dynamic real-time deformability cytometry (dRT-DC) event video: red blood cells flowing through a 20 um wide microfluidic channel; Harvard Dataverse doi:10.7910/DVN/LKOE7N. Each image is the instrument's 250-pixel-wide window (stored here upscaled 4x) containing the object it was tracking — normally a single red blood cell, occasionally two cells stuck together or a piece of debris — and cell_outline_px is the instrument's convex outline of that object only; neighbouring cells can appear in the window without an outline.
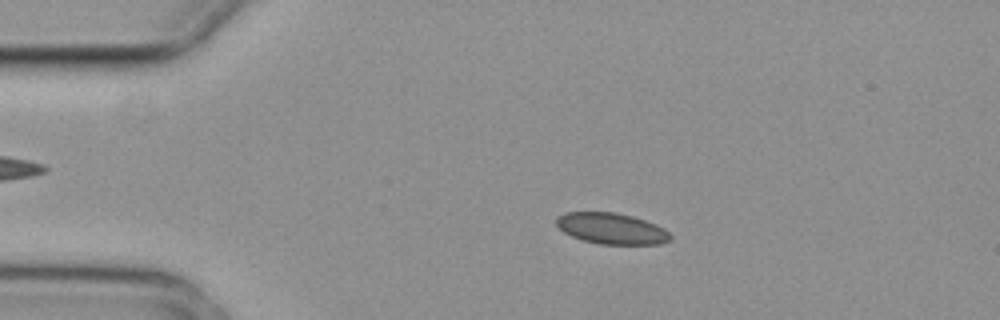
{"species": "common noctule bat (a hibernating species)", "species_latin": "Nyctalus noctula", "temperature_condition": "cold", "stored_images_in_passage": 6, "camera_frame_rate_fps": 3000, "um_per_image_px": 0.085, "animal": {"sex": "female", "body_mass_g": 29.2, "forearm_length_mm": 56.3}, "frame": {"image": 1, "passage_image": 3, "time_ms": 0.667, "image_size_px": [1000, 320], "cell_outline_px": [[672, 240], [660, 244], [600, 244], [584, 240], [572, 236], [564, 232], [556, 224], [556, 216], [564, 212], [616, 212], [632, 216], [656, 224], [664, 228], [672, 236]], "centroid_in_image_um": [51.99, 19.42], "position_along_channel_um": 33.0, "area_um2": 20.69}}
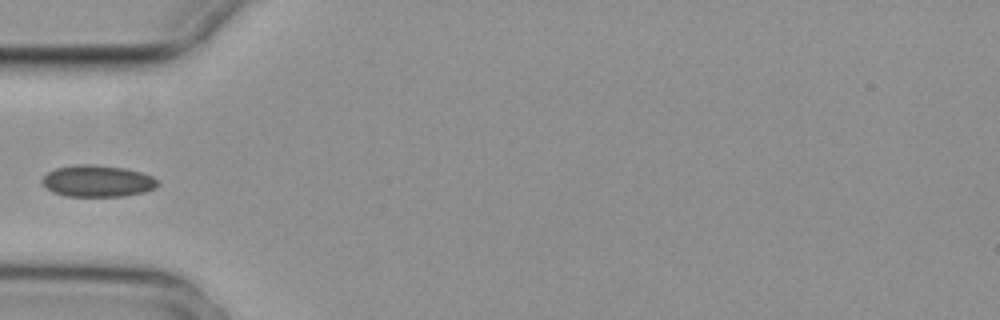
{"frame": {"image": 2, "passage_image": 5, "time_ms": 1.333, "image_size_px": [1000, 320], "cell_outline_px": [[160, 184], [156, 188], [144, 192], [124, 196], [64, 196], [52, 192], [40, 180], [48, 172], [56, 168], [76, 164], [92, 164], [124, 168], [140, 172], [152, 176], [160, 180]], "centroid_in_image_um": [8.32, 15.39], "position_along_channel_um": 76.7, "area_um2": 21.44}}
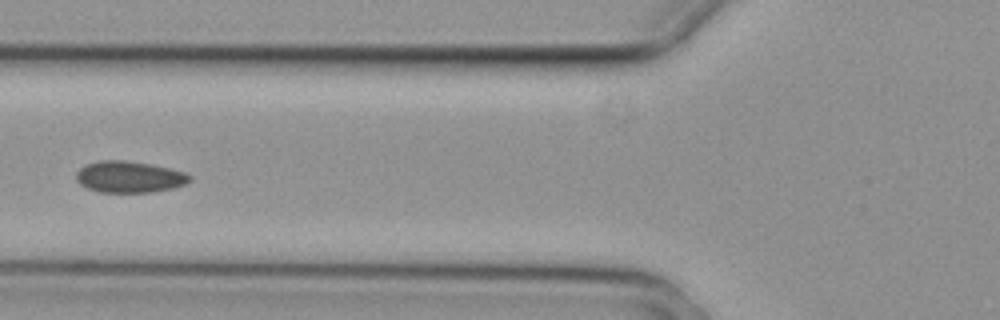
{"frame": {"image": 3, "passage_image": 6, "time_ms": 1.667, "image_size_px": [1000, 320], "cell_outline_px": [[192, 180], [184, 184], [172, 188], [152, 192], [100, 192], [88, 188], [80, 184], [76, 180], [76, 172], [84, 164], [100, 160], [124, 160], [152, 164], [184, 172], [192, 176]], "centroid_in_image_um": [10.97, 15.03], "position_along_channel_um": 114.8, "area_um2": 20.87}}